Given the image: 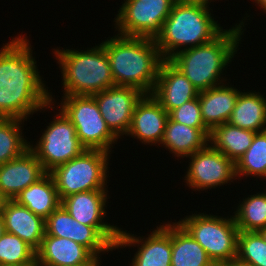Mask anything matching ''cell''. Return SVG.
Here are the masks:
<instances>
[{"mask_svg":"<svg viewBox=\"0 0 266 266\" xmlns=\"http://www.w3.org/2000/svg\"><path fill=\"white\" fill-rule=\"evenodd\" d=\"M255 133L226 122L210 131L209 144L236 163L250 147Z\"/></svg>","mask_w":266,"mask_h":266,"instance_id":"obj_25","label":"cell"},{"mask_svg":"<svg viewBox=\"0 0 266 266\" xmlns=\"http://www.w3.org/2000/svg\"><path fill=\"white\" fill-rule=\"evenodd\" d=\"M218 266H254V265L245 263V262L239 260L238 258H234V259L227 261V262H224Z\"/></svg>","mask_w":266,"mask_h":266,"instance_id":"obj_33","label":"cell"},{"mask_svg":"<svg viewBox=\"0 0 266 266\" xmlns=\"http://www.w3.org/2000/svg\"><path fill=\"white\" fill-rule=\"evenodd\" d=\"M100 265H102L100 259L96 258L90 265L87 266H100Z\"/></svg>","mask_w":266,"mask_h":266,"instance_id":"obj_37","label":"cell"},{"mask_svg":"<svg viewBox=\"0 0 266 266\" xmlns=\"http://www.w3.org/2000/svg\"><path fill=\"white\" fill-rule=\"evenodd\" d=\"M46 174L41 162L28 149L20 157L0 165V193L7 200H15L20 192Z\"/></svg>","mask_w":266,"mask_h":266,"instance_id":"obj_16","label":"cell"},{"mask_svg":"<svg viewBox=\"0 0 266 266\" xmlns=\"http://www.w3.org/2000/svg\"><path fill=\"white\" fill-rule=\"evenodd\" d=\"M237 258L254 266H266V242L259 231H239Z\"/></svg>","mask_w":266,"mask_h":266,"instance_id":"obj_31","label":"cell"},{"mask_svg":"<svg viewBox=\"0 0 266 266\" xmlns=\"http://www.w3.org/2000/svg\"><path fill=\"white\" fill-rule=\"evenodd\" d=\"M235 166L238 178L256 176L266 180V130L255 133L250 147Z\"/></svg>","mask_w":266,"mask_h":266,"instance_id":"obj_29","label":"cell"},{"mask_svg":"<svg viewBox=\"0 0 266 266\" xmlns=\"http://www.w3.org/2000/svg\"><path fill=\"white\" fill-rule=\"evenodd\" d=\"M5 233L4 221L2 215H0V237Z\"/></svg>","mask_w":266,"mask_h":266,"instance_id":"obj_36","label":"cell"},{"mask_svg":"<svg viewBox=\"0 0 266 266\" xmlns=\"http://www.w3.org/2000/svg\"><path fill=\"white\" fill-rule=\"evenodd\" d=\"M25 120L16 118H0V165L20 157L29 149L21 126Z\"/></svg>","mask_w":266,"mask_h":266,"instance_id":"obj_28","label":"cell"},{"mask_svg":"<svg viewBox=\"0 0 266 266\" xmlns=\"http://www.w3.org/2000/svg\"><path fill=\"white\" fill-rule=\"evenodd\" d=\"M259 232L263 235V238H264V240L266 242V229H263V230H261Z\"/></svg>","mask_w":266,"mask_h":266,"instance_id":"obj_39","label":"cell"},{"mask_svg":"<svg viewBox=\"0 0 266 266\" xmlns=\"http://www.w3.org/2000/svg\"><path fill=\"white\" fill-rule=\"evenodd\" d=\"M61 100L58 106L74 125L80 143L87 150L110 153L118 138L108 128L94 96L70 95Z\"/></svg>","mask_w":266,"mask_h":266,"instance_id":"obj_8","label":"cell"},{"mask_svg":"<svg viewBox=\"0 0 266 266\" xmlns=\"http://www.w3.org/2000/svg\"><path fill=\"white\" fill-rule=\"evenodd\" d=\"M151 94L169 114L185 102L196 98L199 91L169 60H163Z\"/></svg>","mask_w":266,"mask_h":266,"instance_id":"obj_17","label":"cell"},{"mask_svg":"<svg viewBox=\"0 0 266 266\" xmlns=\"http://www.w3.org/2000/svg\"><path fill=\"white\" fill-rule=\"evenodd\" d=\"M36 264V250L17 235L5 232L0 237V266Z\"/></svg>","mask_w":266,"mask_h":266,"instance_id":"obj_30","label":"cell"},{"mask_svg":"<svg viewBox=\"0 0 266 266\" xmlns=\"http://www.w3.org/2000/svg\"><path fill=\"white\" fill-rule=\"evenodd\" d=\"M245 22L224 29L216 38L205 44L187 48L172 56L169 61L179 69L199 91L223 84V71L237 53ZM222 77V79H221Z\"/></svg>","mask_w":266,"mask_h":266,"instance_id":"obj_3","label":"cell"},{"mask_svg":"<svg viewBox=\"0 0 266 266\" xmlns=\"http://www.w3.org/2000/svg\"><path fill=\"white\" fill-rule=\"evenodd\" d=\"M5 44L0 50V118L27 121L34 112L54 109L55 99L39 74L30 41L18 34Z\"/></svg>","mask_w":266,"mask_h":266,"instance_id":"obj_1","label":"cell"},{"mask_svg":"<svg viewBox=\"0 0 266 266\" xmlns=\"http://www.w3.org/2000/svg\"><path fill=\"white\" fill-rule=\"evenodd\" d=\"M220 84L198 94L204 125L211 131L229 121L241 90Z\"/></svg>","mask_w":266,"mask_h":266,"instance_id":"obj_21","label":"cell"},{"mask_svg":"<svg viewBox=\"0 0 266 266\" xmlns=\"http://www.w3.org/2000/svg\"><path fill=\"white\" fill-rule=\"evenodd\" d=\"M53 121L44 129L35 146L29 143V149L50 173L57 166L65 164L81 155L86 148L80 143L76 129L70 119L59 109Z\"/></svg>","mask_w":266,"mask_h":266,"instance_id":"obj_9","label":"cell"},{"mask_svg":"<svg viewBox=\"0 0 266 266\" xmlns=\"http://www.w3.org/2000/svg\"><path fill=\"white\" fill-rule=\"evenodd\" d=\"M209 134L208 128H192L168 117L160 144L173 156L184 158L205 148L209 144Z\"/></svg>","mask_w":266,"mask_h":266,"instance_id":"obj_22","label":"cell"},{"mask_svg":"<svg viewBox=\"0 0 266 266\" xmlns=\"http://www.w3.org/2000/svg\"><path fill=\"white\" fill-rule=\"evenodd\" d=\"M209 4L178 0L174 3L155 37L163 60H169L181 50L210 42L224 30L214 20Z\"/></svg>","mask_w":266,"mask_h":266,"instance_id":"obj_4","label":"cell"},{"mask_svg":"<svg viewBox=\"0 0 266 266\" xmlns=\"http://www.w3.org/2000/svg\"><path fill=\"white\" fill-rule=\"evenodd\" d=\"M2 217L5 232L17 235L37 250L45 236V220L16 200H6Z\"/></svg>","mask_w":266,"mask_h":266,"instance_id":"obj_20","label":"cell"},{"mask_svg":"<svg viewBox=\"0 0 266 266\" xmlns=\"http://www.w3.org/2000/svg\"><path fill=\"white\" fill-rule=\"evenodd\" d=\"M254 3H256L257 6H259L260 8H262L266 14V0H254Z\"/></svg>","mask_w":266,"mask_h":266,"instance_id":"obj_34","label":"cell"},{"mask_svg":"<svg viewBox=\"0 0 266 266\" xmlns=\"http://www.w3.org/2000/svg\"><path fill=\"white\" fill-rule=\"evenodd\" d=\"M110 153L103 150H85L81 155L57 166L50 172L60 200L79 192L107 190Z\"/></svg>","mask_w":266,"mask_h":266,"instance_id":"obj_7","label":"cell"},{"mask_svg":"<svg viewBox=\"0 0 266 266\" xmlns=\"http://www.w3.org/2000/svg\"><path fill=\"white\" fill-rule=\"evenodd\" d=\"M115 86L151 94L163 58L155 39L115 35L103 42Z\"/></svg>","mask_w":266,"mask_h":266,"instance_id":"obj_2","label":"cell"},{"mask_svg":"<svg viewBox=\"0 0 266 266\" xmlns=\"http://www.w3.org/2000/svg\"><path fill=\"white\" fill-rule=\"evenodd\" d=\"M171 266H216L202 246L176 220L172 222Z\"/></svg>","mask_w":266,"mask_h":266,"instance_id":"obj_26","label":"cell"},{"mask_svg":"<svg viewBox=\"0 0 266 266\" xmlns=\"http://www.w3.org/2000/svg\"><path fill=\"white\" fill-rule=\"evenodd\" d=\"M96 257L73 240L45 235L36 250L37 266H87Z\"/></svg>","mask_w":266,"mask_h":266,"instance_id":"obj_19","label":"cell"},{"mask_svg":"<svg viewBox=\"0 0 266 266\" xmlns=\"http://www.w3.org/2000/svg\"><path fill=\"white\" fill-rule=\"evenodd\" d=\"M236 207L235 223L239 231L255 232L266 229V189L243 198Z\"/></svg>","mask_w":266,"mask_h":266,"instance_id":"obj_27","label":"cell"},{"mask_svg":"<svg viewBox=\"0 0 266 266\" xmlns=\"http://www.w3.org/2000/svg\"><path fill=\"white\" fill-rule=\"evenodd\" d=\"M177 0H124L114 18L117 35L153 38Z\"/></svg>","mask_w":266,"mask_h":266,"instance_id":"obj_10","label":"cell"},{"mask_svg":"<svg viewBox=\"0 0 266 266\" xmlns=\"http://www.w3.org/2000/svg\"><path fill=\"white\" fill-rule=\"evenodd\" d=\"M187 158L191 161L184 181L193 191L220 188L237 179L235 163L210 144Z\"/></svg>","mask_w":266,"mask_h":266,"instance_id":"obj_11","label":"cell"},{"mask_svg":"<svg viewBox=\"0 0 266 266\" xmlns=\"http://www.w3.org/2000/svg\"><path fill=\"white\" fill-rule=\"evenodd\" d=\"M168 117L167 111L152 94H144L135 106L131 126L126 136L131 135L144 145L160 146Z\"/></svg>","mask_w":266,"mask_h":266,"instance_id":"obj_18","label":"cell"},{"mask_svg":"<svg viewBox=\"0 0 266 266\" xmlns=\"http://www.w3.org/2000/svg\"><path fill=\"white\" fill-rule=\"evenodd\" d=\"M6 200L7 199L0 193V215H2Z\"/></svg>","mask_w":266,"mask_h":266,"instance_id":"obj_35","label":"cell"},{"mask_svg":"<svg viewBox=\"0 0 266 266\" xmlns=\"http://www.w3.org/2000/svg\"><path fill=\"white\" fill-rule=\"evenodd\" d=\"M148 237H137L120 228L115 249L133 247L138 251L133 256L130 266H171L172 221L156 226Z\"/></svg>","mask_w":266,"mask_h":266,"instance_id":"obj_13","label":"cell"},{"mask_svg":"<svg viewBox=\"0 0 266 266\" xmlns=\"http://www.w3.org/2000/svg\"><path fill=\"white\" fill-rule=\"evenodd\" d=\"M260 92H240L229 119L233 126L252 132L266 130V98Z\"/></svg>","mask_w":266,"mask_h":266,"instance_id":"obj_23","label":"cell"},{"mask_svg":"<svg viewBox=\"0 0 266 266\" xmlns=\"http://www.w3.org/2000/svg\"><path fill=\"white\" fill-rule=\"evenodd\" d=\"M178 223L202 246L208 257L218 266L237 258L239 229L234 216L192 214Z\"/></svg>","mask_w":266,"mask_h":266,"instance_id":"obj_6","label":"cell"},{"mask_svg":"<svg viewBox=\"0 0 266 266\" xmlns=\"http://www.w3.org/2000/svg\"><path fill=\"white\" fill-rule=\"evenodd\" d=\"M169 117L177 123L184 124L192 128H207L202 119L198 96L172 110L169 113Z\"/></svg>","mask_w":266,"mask_h":266,"instance_id":"obj_32","label":"cell"},{"mask_svg":"<svg viewBox=\"0 0 266 266\" xmlns=\"http://www.w3.org/2000/svg\"><path fill=\"white\" fill-rule=\"evenodd\" d=\"M15 200L44 220L61 205L55 181L50 173L25 188Z\"/></svg>","mask_w":266,"mask_h":266,"instance_id":"obj_24","label":"cell"},{"mask_svg":"<svg viewBox=\"0 0 266 266\" xmlns=\"http://www.w3.org/2000/svg\"><path fill=\"white\" fill-rule=\"evenodd\" d=\"M178 1H192V2L211 3L212 0H178Z\"/></svg>","mask_w":266,"mask_h":266,"instance_id":"obj_38","label":"cell"},{"mask_svg":"<svg viewBox=\"0 0 266 266\" xmlns=\"http://www.w3.org/2000/svg\"><path fill=\"white\" fill-rule=\"evenodd\" d=\"M62 73L63 96L88 95L115 86L103 42L85 50L55 49Z\"/></svg>","mask_w":266,"mask_h":266,"instance_id":"obj_5","label":"cell"},{"mask_svg":"<svg viewBox=\"0 0 266 266\" xmlns=\"http://www.w3.org/2000/svg\"><path fill=\"white\" fill-rule=\"evenodd\" d=\"M107 193L108 190L74 193L63 198L61 205L79 223L93 226L115 248L120 228L104 222L109 199Z\"/></svg>","mask_w":266,"mask_h":266,"instance_id":"obj_12","label":"cell"},{"mask_svg":"<svg viewBox=\"0 0 266 266\" xmlns=\"http://www.w3.org/2000/svg\"><path fill=\"white\" fill-rule=\"evenodd\" d=\"M144 93L133 87L113 86L94 96L110 131L119 139L128 133L134 109Z\"/></svg>","mask_w":266,"mask_h":266,"instance_id":"obj_14","label":"cell"},{"mask_svg":"<svg viewBox=\"0 0 266 266\" xmlns=\"http://www.w3.org/2000/svg\"><path fill=\"white\" fill-rule=\"evenodd\" d=\"M45 235L73 240L86 247L97 259H101L102 254L115 250L93 226L79 223L62 205L45 219Z\"/></svg>","mask_w":266,"mask_h":266,"instance_id":"obj_15","label":"cell"}]
</instances>
